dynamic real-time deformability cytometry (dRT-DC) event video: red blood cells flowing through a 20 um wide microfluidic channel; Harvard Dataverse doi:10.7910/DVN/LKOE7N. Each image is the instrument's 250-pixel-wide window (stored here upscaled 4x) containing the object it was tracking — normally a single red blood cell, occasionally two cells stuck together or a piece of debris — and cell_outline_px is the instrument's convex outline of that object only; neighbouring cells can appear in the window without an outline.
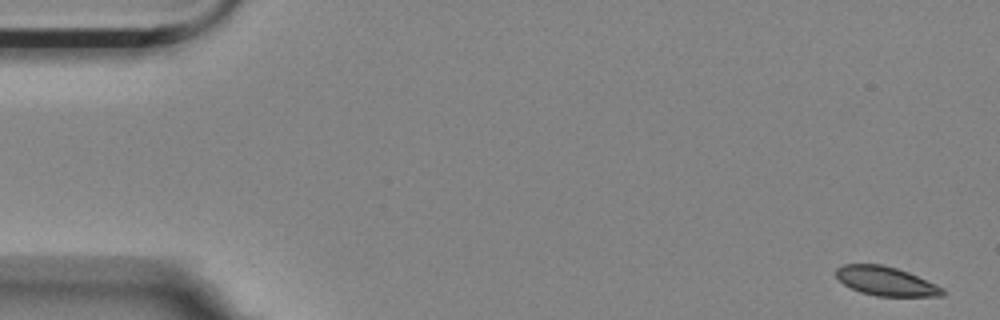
{"species": "Egyptian fruit bat (a non-hibernating species)", "species_latin": "Rousettus aegyptiacus", "temperature_condition": "room temperature", "stored_images_in_passage": 57, "camera_frame_rate_fps": 3000, "um_per_image_px": 0.085, "animal": {"sex": "female"}, "frame": {"image": 1, "passage_image": 1, "time_ms": 0.0, "image_size_px": [1000, 320], "cell_outline_px": [[948, 292], [944, 296], [876, 296], [860, 292], [844, 284], [836, 276], [836, 268], [844, 264], [880, 264], [896, 268], [908, 272], [936, 284], [944, 288]], "centroid_in_image_um": [75.34, 23.91], "position_along_channel_um": 9.7, "area_um2": 18.03}}
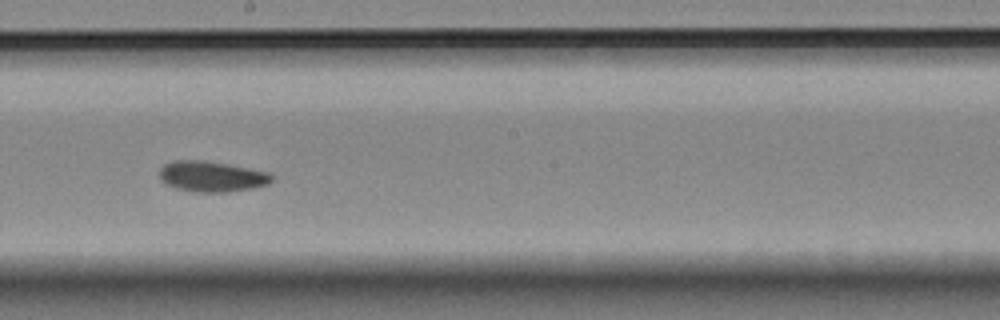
{"frame": {"image": 2, "passage_image": 31, "time_ms": 10.0, "image_size_px": [1000, 320], "cell_outline_px": [[272, 180], [268, 184], [252, 188], [228, 192], [196, 192], [176, 188], [164, 184], [160, 180], [160, 168], [164, 164], [172, 160], [204, 160], [228, 164], [272, 172]], "centroid_in_image_um": [17.99, 14.99], "position_along_channel_um": 230.2, "area_um2": 20.29}}
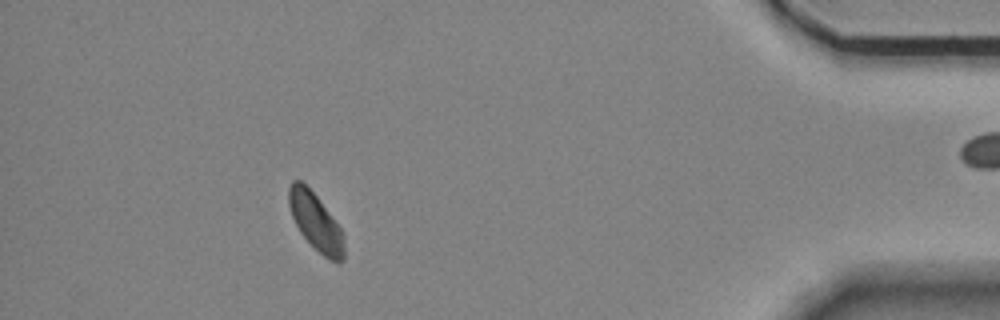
{"frame": {"image": 3, "passage_image": 51, "time_ms": 16.667, "image_size_px": [1000, 320], "cell_outline_px": [[344, 260], [332, 260], [324, 256], [300, 232], [292, 216], [288, 204], [288, 188], [292, 180], [300, 180], [316, 196], [340, 228], [344, 236]], "centroid_in_image_um": [26.81, 18.83], "position_along_channel_um": 408.4, "area_um2": 17.86}, "authors_computed_cell_mechanics": {"area_um2": 19.3052, "velocity_mm_per_s": 3.4681, "shape_relaxation_time_tau1_ms": 5.1735, "shape_relaxation_time_tau2_ms": null, "deformation_change_tau1": 0.0687, "deformation_change_tau2": null}}